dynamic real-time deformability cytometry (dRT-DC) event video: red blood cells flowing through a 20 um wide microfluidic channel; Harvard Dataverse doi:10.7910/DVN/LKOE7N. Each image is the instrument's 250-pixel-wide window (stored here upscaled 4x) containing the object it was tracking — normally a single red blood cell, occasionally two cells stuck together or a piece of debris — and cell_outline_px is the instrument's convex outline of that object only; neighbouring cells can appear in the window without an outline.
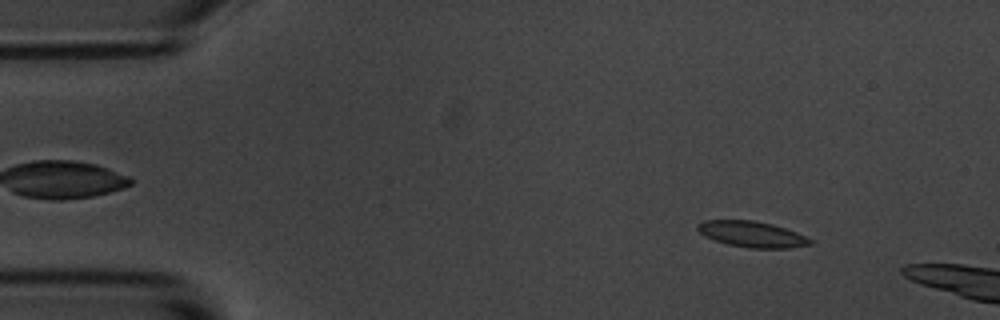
{"species": "common noctule bat (a hibernating species)", "species_latin": "Nyctalus noctula", "temperature_condition": "room temperature", "stored_images_in_passage": 2, "camera_frame_rate_fps": 3000, "um_per_image_px": 0.085, "animal": {"sex": "male", "body_mass_g": 20.1, "forearm_length_mm": 53.5}, "frame": {"image": 1, "passage_image": 1, "time_ms": 0.0, "image_size_px": [1000, 320], "cell_outline_px": [[812, 244], [788, 248], [748, 248], [728, 244], [704, 236], [696, 228], [696, 224], [704, 220], [752, 220], [772, 224], [796, 232], [812, 240]], "centroid_in_image_um": [63.88, 19.9], "position_along_channel_um": 21.1, "area_um2": 16.88}}